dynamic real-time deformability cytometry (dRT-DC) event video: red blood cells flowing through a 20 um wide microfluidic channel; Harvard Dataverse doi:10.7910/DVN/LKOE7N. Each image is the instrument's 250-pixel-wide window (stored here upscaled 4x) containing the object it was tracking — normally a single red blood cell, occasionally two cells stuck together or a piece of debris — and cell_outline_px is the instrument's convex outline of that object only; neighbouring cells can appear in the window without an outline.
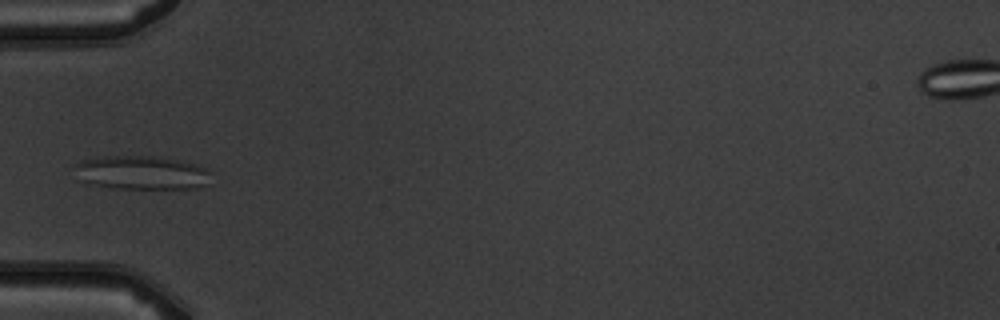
{"species": "common noctule bat (a hibernating species)", "species_latin": "Nyctalus noctula", "temperature_condition": "warm", "stored_images_in_passage": 5, "camera_frame_rate_fps": 3000, "um_per_image_px": 0.085, "animal": {"sex": "male", "body_mass_g": 19.5, "forearm_length_mm": 54.6}, "frame": {"image": 1, "passage_image": 5, "time_ms": 5.333, "image_size_px": [1000, 320], "cell_outline_px": [[208, 184], [196, 188], [120, 188], [84, 184], [80, 180], [72, 164], [80, 160], [104, 156], [160, 156], [196, 164], [208, 168]], "centroid_in_image_um": [11.97, 14.66], "position_along_channel_um": 73.0, "area_um2": 27.05}}